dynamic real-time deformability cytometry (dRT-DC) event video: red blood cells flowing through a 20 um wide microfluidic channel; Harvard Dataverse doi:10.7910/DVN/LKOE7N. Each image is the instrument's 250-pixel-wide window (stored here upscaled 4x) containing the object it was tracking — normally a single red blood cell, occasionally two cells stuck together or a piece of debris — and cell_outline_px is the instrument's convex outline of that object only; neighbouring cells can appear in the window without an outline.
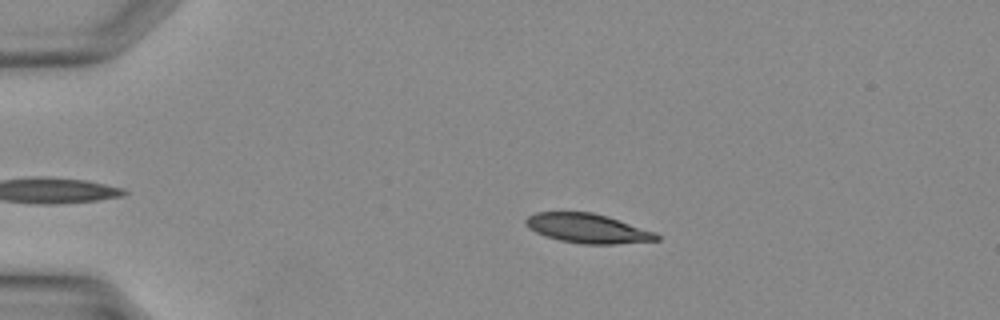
{"species": "Egyptian fruit bat (a non-hibernating species)", "species_latin": "Rousettus aegyptiacus", "temperature_condition": "warm", "stored_images_in_passage": 31, "camera_frame_rate_fps": 3000, "um_per_image_px": 0.085, "animal": {"sex": "female"}, "frame": {"image": 1, "passage_image": 6, "time_ms": 1.667, "image_size_px": [1000, 320], "cell_outline_px": [[660, 240], [616, 244], [584, 244], [560, 240], [544, 236], [528, 228], [524, 224], [524, 220], [528, 216], [536, 212], [592, 212], [656, 232], [660, 236]], "centroid_in_image_um": [49.92, 19.42], "position_along_channel_um": 35.1, "area_um2": 22.31}}
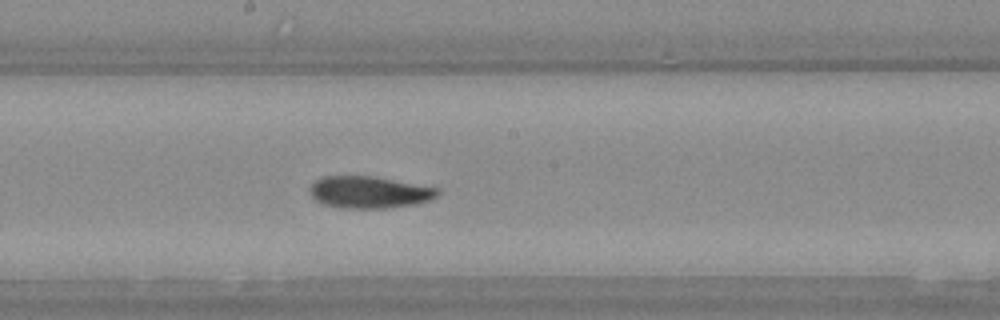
{"frame": {"image": 2, "passage_image": 19, "time_ms": 6.0, "image_size_px": [1000, 320], "cell_outline_px": [[440, 192], [436, 196], [428, 200], [416, 204], [388, 208], [340, 208], [324, 204], [316, 200], [312, 196], [308, 188], [316, 180], [324, 176], [376, 176], [440, 188]], "centroid_in_image_um": [31.4, 16.33], "position_along_channel_um": 216.8, "area_um2": 23.93}}
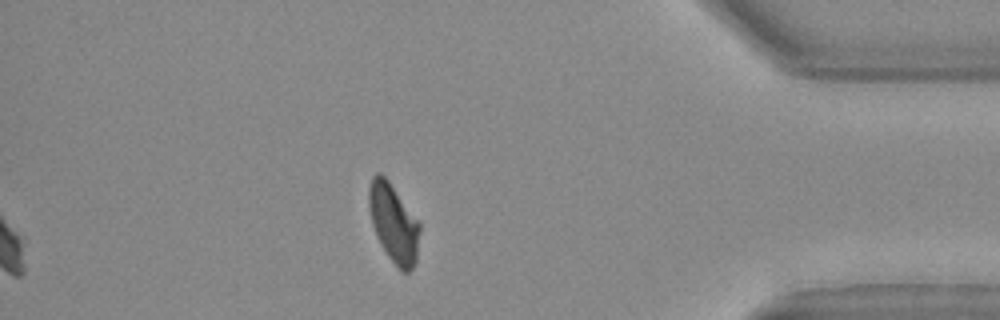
{"frame": {"image": 3, "passage_image": 31, "time_ms": 10.0, "image_size_px": [1000, 320], "cell_outline_px": [[420, 232], [416, 260], [412, 268], [408, 272], [400, 272], [388, 256], [372, 224], [368, 204], [368, 188], [372, 176], [376, 172], [380, 172], [388, 180], [420, 224]], "centroid_in_image_um": [33.45, 18.96], "position_along_channel_um": 401.8, "area_um2": 22.95}}